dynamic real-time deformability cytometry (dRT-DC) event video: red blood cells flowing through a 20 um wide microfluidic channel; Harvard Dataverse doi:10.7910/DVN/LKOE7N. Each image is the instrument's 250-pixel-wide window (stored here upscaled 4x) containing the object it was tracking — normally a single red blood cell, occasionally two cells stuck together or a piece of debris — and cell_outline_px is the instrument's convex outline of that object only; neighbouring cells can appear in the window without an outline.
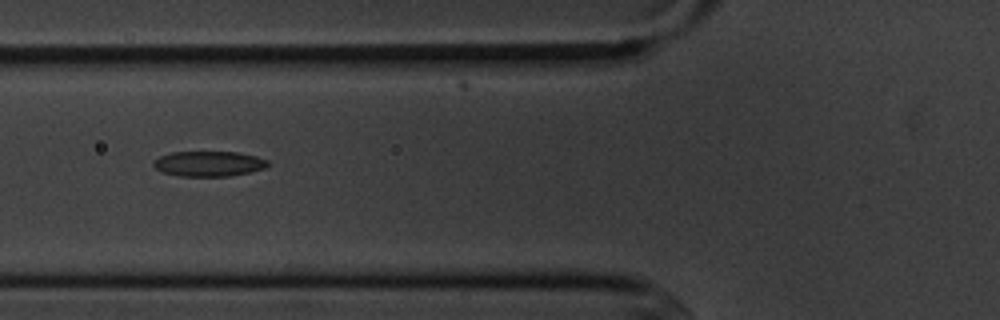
{"species": "common noctule bat (a hibernating species)", "species_latin": "Nyctalus noctula", "temperature_condition": "cold", "stored_images_in_passage": 6, "camera_frame_rate_fps": 3000, "um_per_image_px": 0.085, "animal": {"sex": "male", "body_mass_g": 20.1, "forearm_length_mm": 53.5}, "frame": {"image": 1, "passage_image": 2, "time_ms": 1.0, "image_size_px": [1000, 320], "cell_outline_px": [[272, 164], [264, 168], [252, 172], [232, 176], [180, 176], [160, 172], [152, 164], [152, 160], [160, 156], [172, 152], [236, 152], [256, 156], [268, 160]], "centroid_in_image_um": [17.75, 13.92], "position_along_channel_um": 108.0, "area_um2": 17.05}}
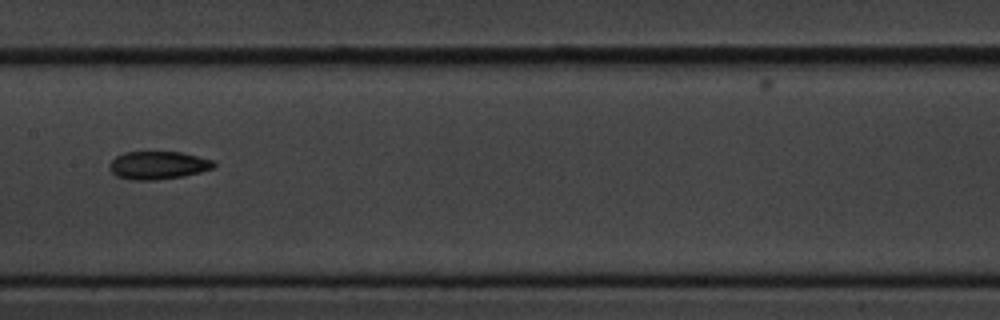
{"frame": {"image": 2, "passage_image": 4, "time_ms": 3.333, "image_size_px": [1000, 320], "cell_outline_px": [[216, 164], [212, 168], [200, 172], [184, 176], [152, 180], [132, 180], [116, 176], [108, 168], [108, 164], [116, 156], [124, 152], [180, 152], [212, 160]], "centroid_in_image_um": [13.39, 14.05], "position_along_channel_um": 194.0, "area_um2": 16.94}}
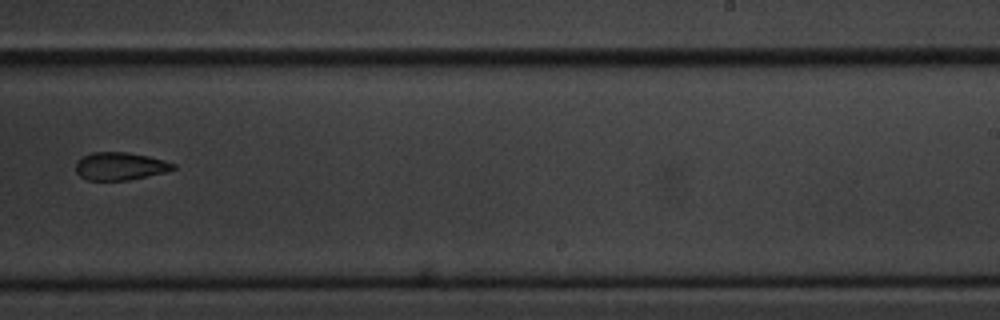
{"frame": {"image": 3, "passage_image": 6, "time_ms": 5.667, "image_size_px": [1000, 320], "cell_outline_px": [[176, 168], [164, 172], [128, 180], [88, 180], [80, 176], [76, 172], [76, 164], [84, 156], [92, 152], [128, 152], [148, 156], [164, 160], [176, 164]], "centroid_in_image_um": [10.22, 14.12], "position_along_channel_um": 278.8, "area_um2": 15.61}}